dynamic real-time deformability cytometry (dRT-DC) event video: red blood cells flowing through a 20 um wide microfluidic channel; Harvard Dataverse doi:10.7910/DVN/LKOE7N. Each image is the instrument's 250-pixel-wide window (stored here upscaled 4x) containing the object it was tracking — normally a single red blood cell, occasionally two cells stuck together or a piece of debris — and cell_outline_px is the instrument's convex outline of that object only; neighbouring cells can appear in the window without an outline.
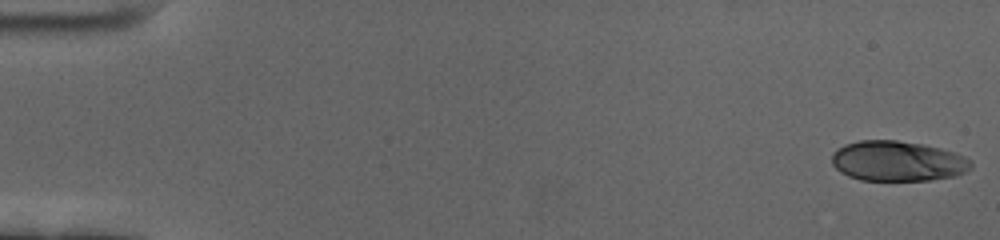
{"species": "human", "species_latin": "Homo sapiens", "temperature_condition": "cold", "stored_images_in_passage": 59, "camera_frame_rate_fps": 3000, "um_per_image_px": 0.085, "donor": {"sex": "female"}, "frame": {"image": 1, "passage_image": 1, "time_ms": 0.0, "image_size_px": [1000, 240], "cell_outline_px": [[972, 168], [956, 176], [928, 180], [860, 180], [848, 176], [840, 172], [832, 164], [832, 152], [836, 148], [844, 144], [860, 140], [896, 140], [924, 144], [956, 152], [972, 160]], "centroid_in_image_um": [76.3, 13.68], "position_along_channel_um": 8.7, "area_um2": 32.95}}
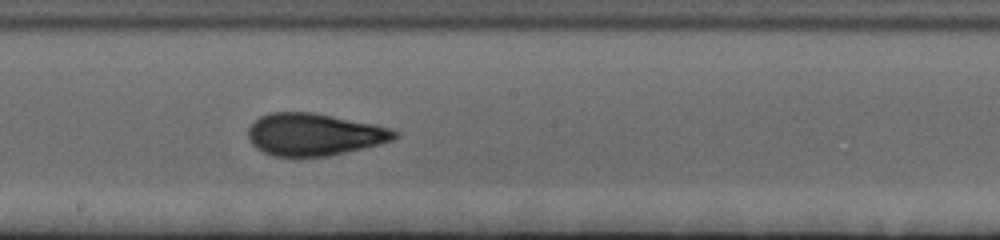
{"frame": {"image": 2, "passage_image": 33, "time_ms": 10.667, "image_size_px": [1000, 240], "cell_outline_px": [[400, 132], [392, 140], [380, 144], [328, 156], [272, 156], [256, 148], [252, 144], [248, 136], [248, 128], [260, 116], [268, 112], [312, 112], [376, 124], [396, 128]], "centroid_in_image_um": [26.73, 11.42], "position_along_channel_um": 221.5, "area_um2": 36.18}}
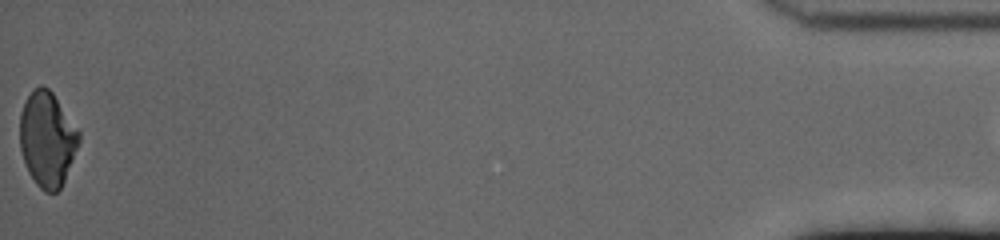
{"frame": {"image": 3, "passage_image": 59, "time_ms": 19.333, "image_size_px": [1000, 240], "cell_outline_px": [[80, 140], [64, 180], [60, 188], [56, 192], [44, 192], [36, 184], [28, 172], [20, 148], [20, 112], [32, 88], [40, 84], [48, 88], [52, 92], [80, 132]], "centroid_in_image_um": [4.0, 11.81], "position_along_channel_um": 431.2, "area_um2": 32.48}, "authors_computed_cell_mechanics": {"area_um2": 34.969, "velocity_mm_per_s": 3.4626, "shape_relaxation_time_tau1_ms": 4.7635, "shape_relaxation_time_tau2_ms": 1.1869, "deformation_change_tau1": 0.1626, "deformation_change_tau2": 0.0773}}